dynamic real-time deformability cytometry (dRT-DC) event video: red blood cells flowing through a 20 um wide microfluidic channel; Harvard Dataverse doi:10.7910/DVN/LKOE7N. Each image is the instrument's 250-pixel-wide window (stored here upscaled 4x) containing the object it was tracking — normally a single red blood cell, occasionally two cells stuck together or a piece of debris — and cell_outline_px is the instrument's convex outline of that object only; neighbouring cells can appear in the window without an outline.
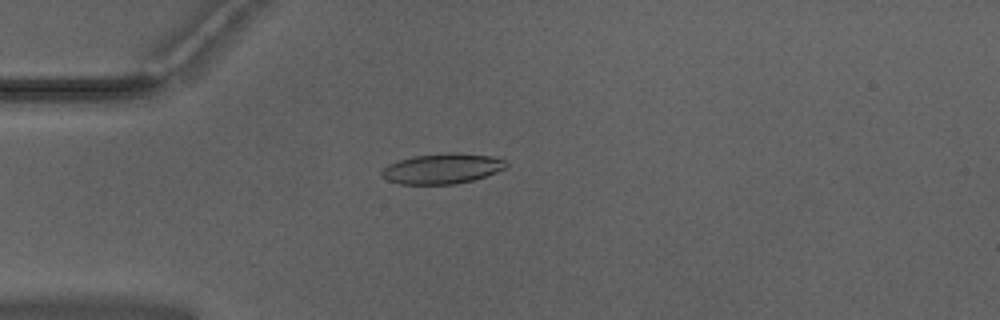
{"species": "Egyptian fruit bat (a non-hibernating species)", "species_latin": "Rousettus aegyptiacus", "temperature_condition": "warm", "stored_images_in_passage": 50, "camera_frame_rate_fps": 3000, "um_per_image_px": 0.085, "animal": {"sex": "male"}, "frame": {"image": 1, "passage_image": 12, "time_ms": 3.667, "image_size_px": [1000, 320], "cell_outline_px": [[508, 164], [504, 168], [496, 172], [472, 180], [456, 184], [400, 184], [388, 180], [380, 172], [388, 164], [396, 160], [412, 156], [452, 152], [496, 156], [504, 160]], "centroid_in_image_um": [37.58, 14.32], "position_along_channel_um": 47.4, "area_um2": 21.96}}
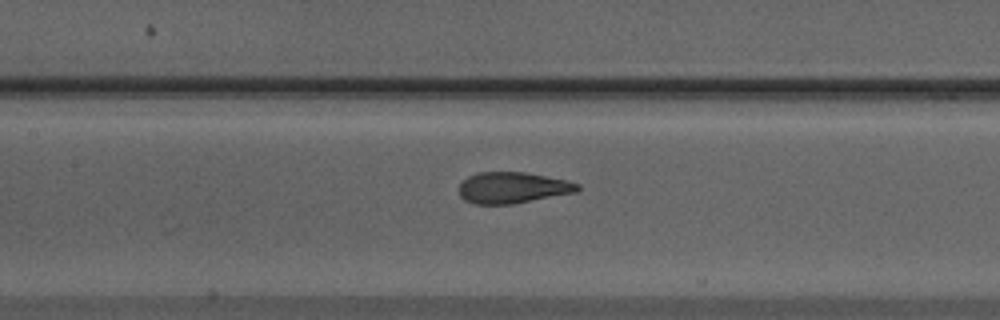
{"frame": {"image": 2, "passage_image": 22, "time_ms": 7.0, "image_size_px": [1000, 320], "cell_outline_px": [[580, 188], [576, 192], [512, 204], [472, 204], [464, 200], [460, 196], [460, 184], [468, 176], [480, 172], [524, 172], [568, 180], [580, 184]], "centroid_in_image_um": [43.57, 15.95], "position_along_channel_um": 163.8, "area_um2": 21.5}}
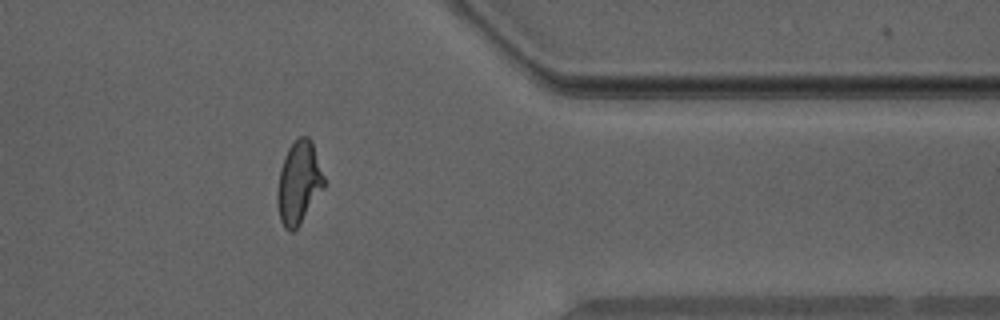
{"frame": {"image": 3, "passage_image": 40, "time_ms": 13.0, "image_size_px": [1000, 320], "cell_outline_px": [[324, 188], [300, 224], [292, 232], [288, 232], [284, 228], [280, 220], [276, 200], [276, 196], [280, 168], [284, 156], [288, 148], [300, 136], [308, 136], [312, 140], [324, 176]], "centroid_in_image_um": [25.38, 15.54], "position_along_channel_um": 386.0, "area_um2": 22.6}, "authors_computed_cell_mechanics": {"area_um2": 22.0507, "velocity_mm_per_s": 3.9673, "shape_relaxation_time_tau1_ms": 5.9952, "shape_relaxation_time_tau2_ms": 0.6483, "deformation_change_tau1": 0.22, "deformation_change_tau2": 0.0741}}